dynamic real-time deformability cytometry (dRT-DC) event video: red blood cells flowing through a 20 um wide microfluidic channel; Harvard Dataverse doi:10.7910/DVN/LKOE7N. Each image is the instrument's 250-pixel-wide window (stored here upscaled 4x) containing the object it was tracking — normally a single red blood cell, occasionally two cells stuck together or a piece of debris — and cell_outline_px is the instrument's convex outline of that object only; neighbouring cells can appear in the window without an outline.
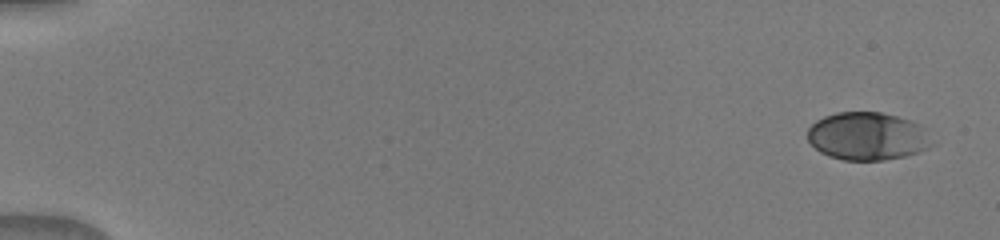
{"species": "human", "species_latin": "Homo sapiens", "temperature_condition": "warm", "stored_images_in_passage": 33, "camera_frame_rate_fps": 3000, "um_per_image_px": 0.085, "donor": {"sex": "male"}, "frame": {"image": 1, "passage_image": 1, "time_ms": 0.0, "image_size_px": [1000, 240], "cell_outline_px": [[932, 144], [928, 148], [920, 152], [904, 156], [884, 160], [844, 160], [828, 156], [820, 152], [808, 140], [808, 128], [816, 120], [824, 116], [836, 112], [880, 112], [912, 120], [920, 124], [924, 128]], "centroid_in_image_um": [73.72, 11.57], "position_along_channel_um": 11.3, "area_um2": 34.74}}
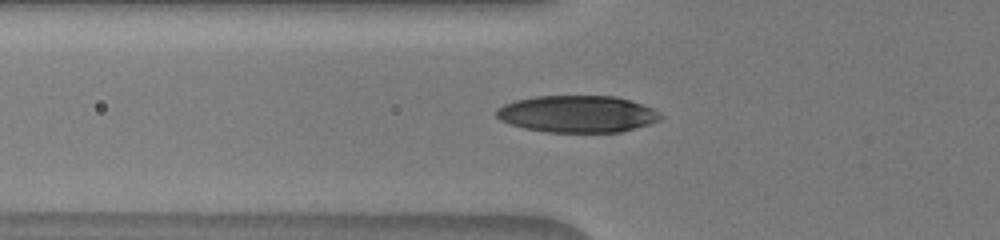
{"frame": {"image": 2, "passage_image": 12, "time_ms": 5.667, "image_size_px": [1000, 240], "cell_outline_px": [[664, 116], [660, 120], [648, 124], [620, 132], [544, 132], [524, 128], [500, 120], [496, 116], [496, 108], [504, 104], [516, 100], [536, 96], [616, 96], [652, 108], [660, 112]], "centroid_in_image_um": [49.06, 9.69], "position_along_channel_um": 76.7, "area_um2": 35.26}}
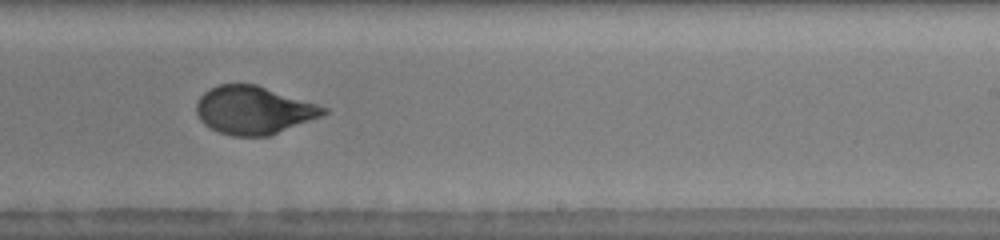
{"frame": {"image": 3, "passage_image": 21, "time_ms": 10.333, "image_size_px": [1000, 240], "cell_outline_px": [[328, 112], [320, 116], [268, 136], [232, 136], [220, 132], [204, 124], [200, 120], [196, 112], [196, 104], [200, 96], [204, 92], [220, 84], [256, 84], [328, 108]], "centroid_in_image_um": [21.52, 9.36], "position_along_channel_um": 267.5, "area_um2": 35.03}}